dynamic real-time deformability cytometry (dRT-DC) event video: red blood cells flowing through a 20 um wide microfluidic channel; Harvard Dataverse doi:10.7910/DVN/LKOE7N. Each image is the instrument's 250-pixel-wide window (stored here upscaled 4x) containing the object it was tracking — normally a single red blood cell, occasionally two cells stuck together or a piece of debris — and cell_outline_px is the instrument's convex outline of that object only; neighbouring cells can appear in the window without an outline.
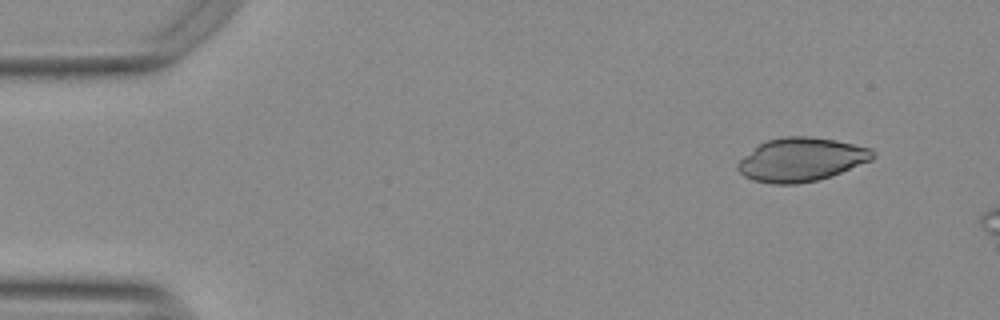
{"species": "Egyptian fruit bat (a non-hibernating species)", "species_latin": "Rousettus aegyptiacus", "temperature_condition": "warm", "stored_images_in_passage": 8, "camera_frame_rate_fps": 3000, "um_per_image_px": 0.085, "animal": {"sex": "female"}, "frame": {"image": 1, "passage_image": 1, "time_ms": 0.0, "image_size_px": [1000, 320], "cell_outline_px": [[876, 156], [872, 160], [840, 172], [816, 180], [796, 184], [772, 184], [752, 180], [744, 176], [736, 168], [736, 164], [744, 156], [760, 144], [768, 140], [784, 136], [808, 136], [836, 140], [872, 148], [876, 152]], "centroid_in_image_um": [68.11, 13.56], "position_along_channel_um": 16.9, "area_um2": 34.16}}